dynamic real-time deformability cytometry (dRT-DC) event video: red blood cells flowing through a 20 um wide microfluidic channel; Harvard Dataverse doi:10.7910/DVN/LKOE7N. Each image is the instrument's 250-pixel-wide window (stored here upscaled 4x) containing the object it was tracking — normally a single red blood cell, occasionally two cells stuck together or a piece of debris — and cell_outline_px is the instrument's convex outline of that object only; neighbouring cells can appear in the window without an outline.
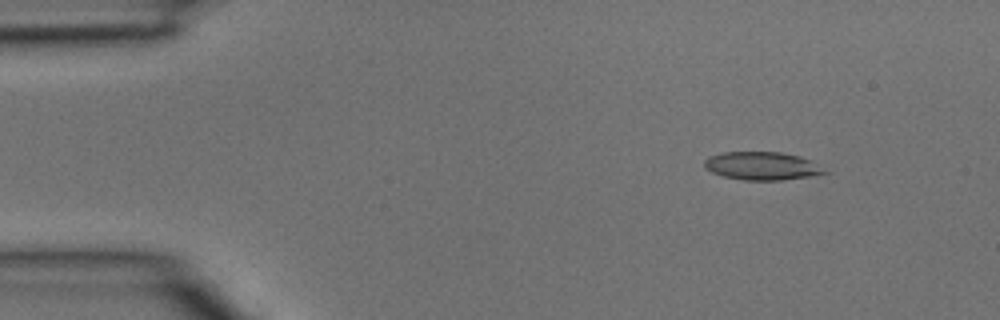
{"species": "common noctule bat (a hibernating species)", "species_latin": "Nyctalus noctula", "temperature_condition": "room temperature", "stored_images_in_passage": 11, "camera_frame_rate_fps": 3000, "um_per_image_px": 0.085, "animal": {"sex": "male", "body_mass_g": 15.6}, "frame": {"image": 1, "passage_image": 5, "time_ms": 1.333, "image_size_px": [1000, 320], "cell_outline_px": [[828, 172], [812, 176], [780, 180], [744, 180], [724, 176], [712, 172], [704, 168], [704, 160], [708, 156], [720, 152], [780, 152], [800, 156], [808, 160]], "centroid_in_image_um": [64.7, 14.1], "position_along_channel_um": 20.3, "area_um2": 19.54}}
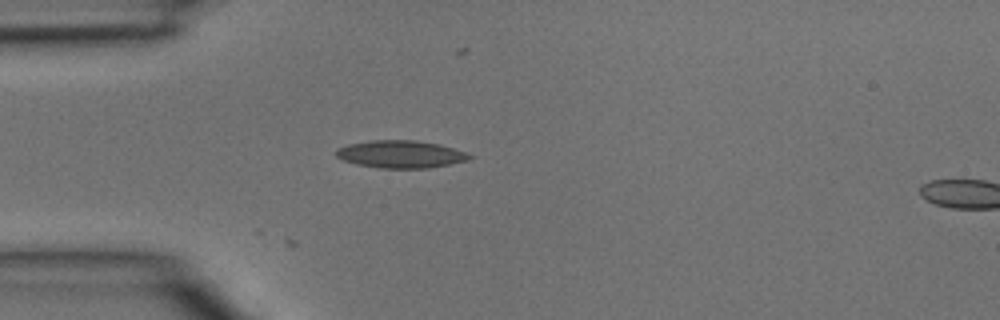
{"frame": {"image": 2, "passage_image": 11, "time_ms": 3.333, "image_size_px": [1000, 320], "cell_outline_px": [[476, 156], [468, 160], [428, 168], [380, 168], [356, 164], [344, 160], [336, 156], [336, 148], [348, 144], [372, 140], [416, 140], [440, 144]], "centroid_in_image_um": [34.05, 13.1], "position_along_channel_um": 50.9, "area_um2": 21.33}}